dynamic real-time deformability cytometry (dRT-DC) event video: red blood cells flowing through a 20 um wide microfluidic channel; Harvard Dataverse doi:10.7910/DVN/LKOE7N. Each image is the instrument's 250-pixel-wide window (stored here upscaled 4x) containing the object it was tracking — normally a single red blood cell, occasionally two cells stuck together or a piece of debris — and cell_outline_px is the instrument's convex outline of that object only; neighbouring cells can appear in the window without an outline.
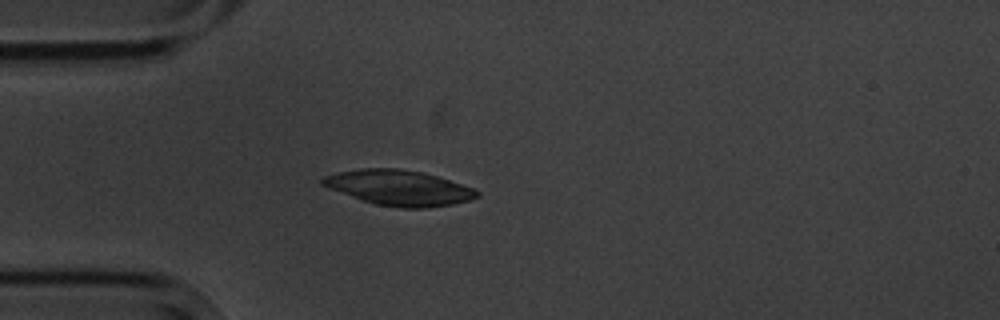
{"species": "common noctule bat (a hibernating species)", "species_latin": "Nyctalus noctula", "temperature_condition": "cold", "stored_images_in_passage": 2, "camera_frame_rate_fps": 3000, "um_per_image_px": 0.085, "animal": {"sex": "male", "body_mass_g": 20.1, "forearm_length_mm": 53.5}, "frame": {"image": 1, "passage_image": 2, "time_ms": 1.333, "image_size_px": [1000, 320], "cell_outline_px": [[480, 196], [472, 200], [452, 204], [428, 208], [400, 208], [376, 204], [328, 188], [320, 184], [320, 180], [324, 176], [336, 172], [360, 168], [400, 168], [424, 172], [476, 188], [480, 192]], "centroid_in_image_um": [33.95, 15.95], "position_along_channel_um": 51.0, "area_um2": 32.02}}